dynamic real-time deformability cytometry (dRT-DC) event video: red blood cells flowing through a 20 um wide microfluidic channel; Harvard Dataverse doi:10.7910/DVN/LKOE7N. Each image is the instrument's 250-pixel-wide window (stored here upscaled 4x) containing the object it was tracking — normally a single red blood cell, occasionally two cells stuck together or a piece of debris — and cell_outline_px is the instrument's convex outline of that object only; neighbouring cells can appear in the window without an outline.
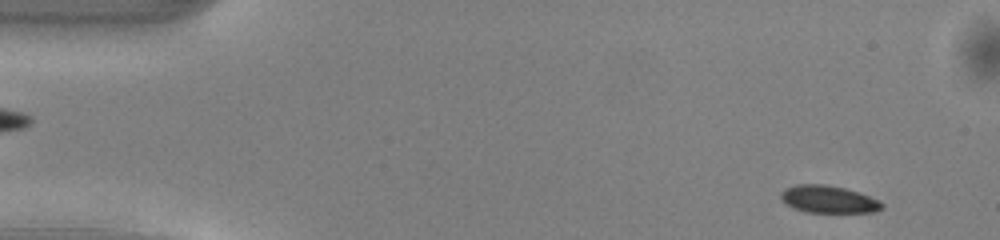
{"species": "common noctule bat (a hibernating species)", "species_latin": "Nyctalus noctula", "temperature_condition": "warm", "stored_images_in_passage": 49, "camera_frame_rate_fps": 3000, "um_per_image_px": 0.085, "animal": {"sex": "male", "body_mass_g": 13.0, "forearm_length_mm": 53.1}, "frame": {"image": 1, "passage_image": 3, "time_ms": 0.667, "image_size_px": [1000, 240], "cell_outline_px": [[884, 208], [872, 212], [808, 212], [796, 208], [788, 204], [780, 196], [780, 192], [784, 188], [796, 184], [824, 184], [844, 188], [860, 192], [884, 204]], "centroid_in_image_um": [70.42, 16.92], "position_along_channel_um": 14.6, "area_um2": 15.9}}
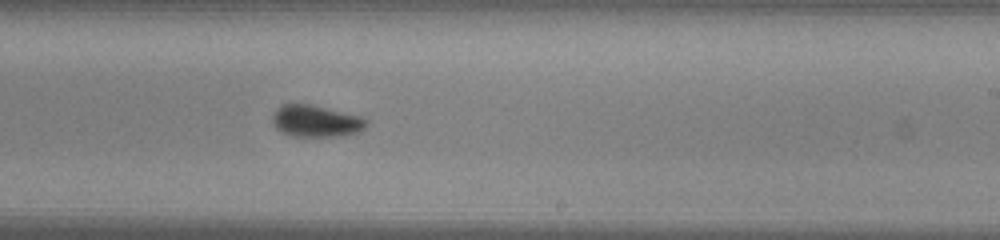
{"frame": {"image": 2, "passage_image": 29, "time_ms": 9.333, "image_size_px": [1000, 240], "cell_outline_px": [[368, 124], [360, 132], [340, 136], [292, 136], [280, 132], [272, 124], [272, 116], [280, 104], [312, 104], [360, 116], [368, 120]], "centroid_in_image_um": [26.85, 10.29], "position_along_channel_um": 262.2, "area_um2": 17.57}}
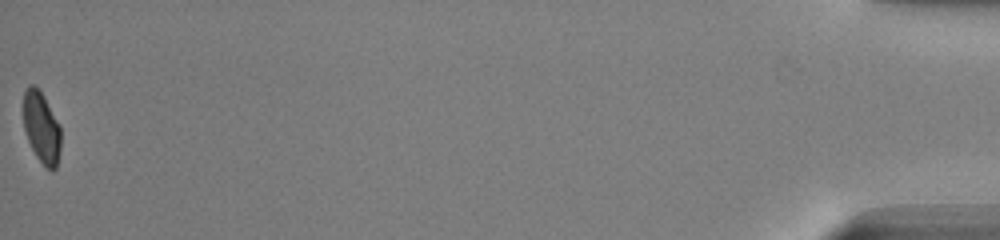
{"frame": {"image": 3, "passage_image": 49, "time_ms": 16.0, "image_size_px": [1000, 240], "cell_outline_px": [[60, 148], [56, 168], [52, 172], [36, 156], [28, 140], [24, 128], [24, 92], [28, 84], [32, 84], [44, 96], [60, 124]], "centroid_in_image_um": [3.54, 10.83], "position_along_channel_um": 431.7, "area_um2": 15.37}, "authors_computed_cell_mechanics": {"area_um2": 17.1088, "velocity_mm_per_s": 4.1275, "shape_relaxation_time_tau1_ms": 2.4044, "shape_relaxation_time_tau2_ms": null, "deformation_change_tau1": 0.0946, "deformation_change_tau2": null}}